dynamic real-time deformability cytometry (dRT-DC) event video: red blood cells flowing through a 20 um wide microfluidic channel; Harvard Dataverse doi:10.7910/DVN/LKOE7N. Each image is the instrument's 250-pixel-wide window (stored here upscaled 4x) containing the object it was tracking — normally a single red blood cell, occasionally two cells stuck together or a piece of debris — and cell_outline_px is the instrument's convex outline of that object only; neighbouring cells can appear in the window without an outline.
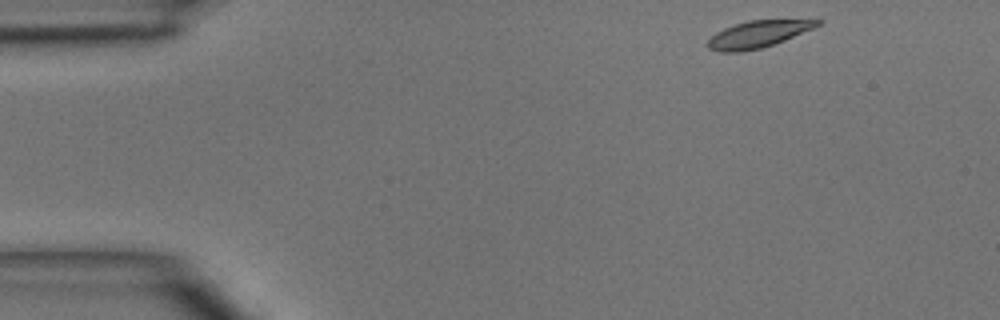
{"species": "common noctule bat (a hibernating species)", "species_latin": "Nyctalus noctula", "temperature_condition": "room temperature", "stored_images_in_passage": 5, "camera_frame_rate_fps": 3000, "um_per_image_px": 0.085, "animal": {"sex": "male", "body_mass_g": 15.6}, "frame": {"image": 1, "passage_image": 1, "time_ms": 0.0, "image_size_px": [1000, 320], "cell_outline_px": [[824, 20], [820, 24], [812, 28], [784, 40], [760, 48], [740, 52], [720, 52], [708, 48], [704, 44], [716, 32], [724, 28], [748, 20]], "centroid_in_image_um": [64.35, 2.91], "position_along_channel_um": 20.6, "area_um2": 16.88}}
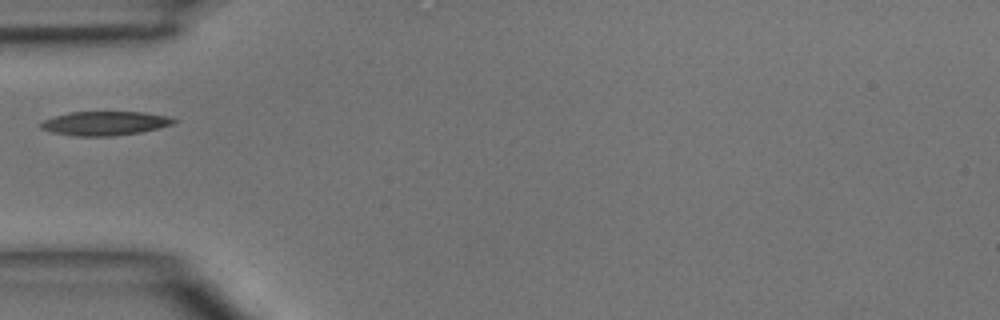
{"frame": {"image": 2, "passage_image": 4, "time_ms": 3.333, "image_size_px": [1000, 320], "cell_outline_px": [[176, 120], [172, 124], [160, 128], [140, 132], [112, 136], [76, 136], [52, 132], [40, 128], [40, 124], [44, 120], [68, 112], [144, 112], [168, 116]], "centroid_in_image_um": [8.92, 10.48], "position_along_channel_um": 76.1, "area_um2": 18.5}}
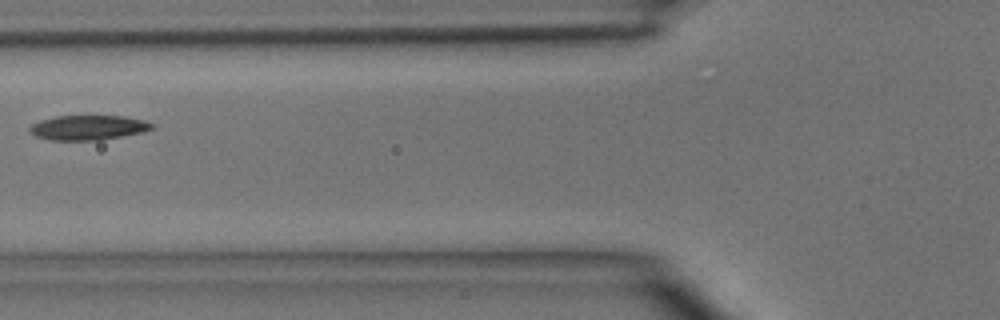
{"frame": {"image": 3, "passage_image": 5, "time_ms": 4.333, "image_size_px": [1000, 320], "cell_outline_px": [[156, 128], [144, 132], [100, 140], [48, 140], [36, 136], [28, 132], [28, 128], [32, 124], [40, 120], [56, 116], [124, 116], [144, 120], [152, 124]], "centroid_in_image_um": [7.48, 10.85], "position_along_channel_um": 118.3, "area_um2": 17.74}}